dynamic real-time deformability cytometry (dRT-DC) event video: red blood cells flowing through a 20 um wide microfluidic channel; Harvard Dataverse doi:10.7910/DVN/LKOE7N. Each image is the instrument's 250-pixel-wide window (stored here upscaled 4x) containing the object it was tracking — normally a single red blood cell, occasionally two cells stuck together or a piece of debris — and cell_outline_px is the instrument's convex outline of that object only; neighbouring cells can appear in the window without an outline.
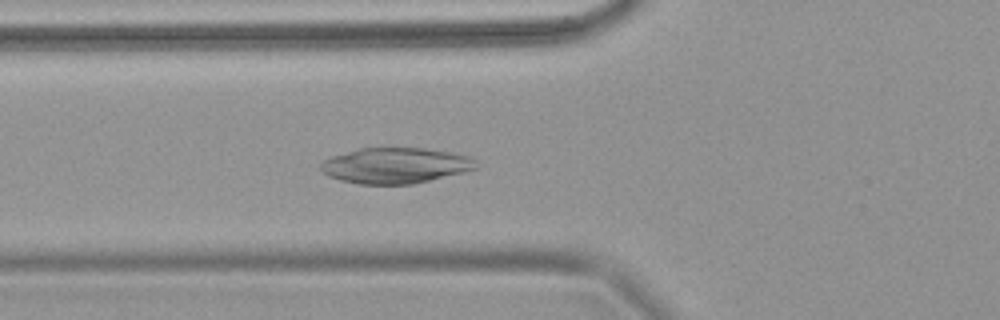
{"species": "common noctule bat (a hibernating species)", "species_latin": "Nyctalus noctula", "temperature_condition": "warm", "stored_images_in_passage": 68, "camera_frame_rate_fps": 3000, "um_per_image_px": 0.085, "animal": {"sex": "female", "body_mass_g": 18.4}, "frame": {"image": 1, "passage_image": 26, "time_ms": 8.333, "image_size_px": [1000, 320], "cell_outline_px": [[476, 168], [464, 172], [412, 184], [360, 184], [340, 180], [328, 176], [320, 168], [320, 164], [324, 160], [332, 156], [360, 148], [424, 148], [472, 156], [476, 160]], "centroid_in_image_um": [33.61, 14.07], "position_along_channel_um": 92.2, "area_um2": 32.14}}
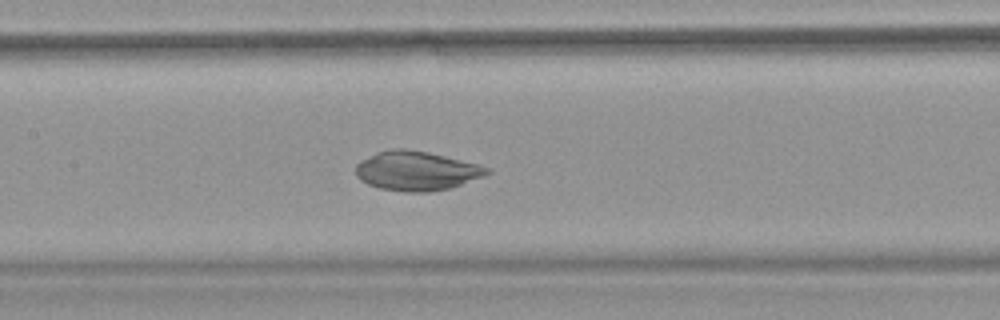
{"frame": {"image": 2, "passage_image": 34, "time_ms": 11.0, "image_size_px": [1000, 320], "cell_outline_px": [[492, 172], [484, 176], [452, 188], [428, 192], [404, 192], [380, 188], [368, 184], [360, 180], [356, 176], [356, 164], [360, 160], [376, 152], [392, 148], [404, 148], [428, 152], [480, 164], [492, 168]], "centroid_in_image_um": [35.42, 14.52], "position_along_channel_um": 172.0, "area_um2": 30.46}}
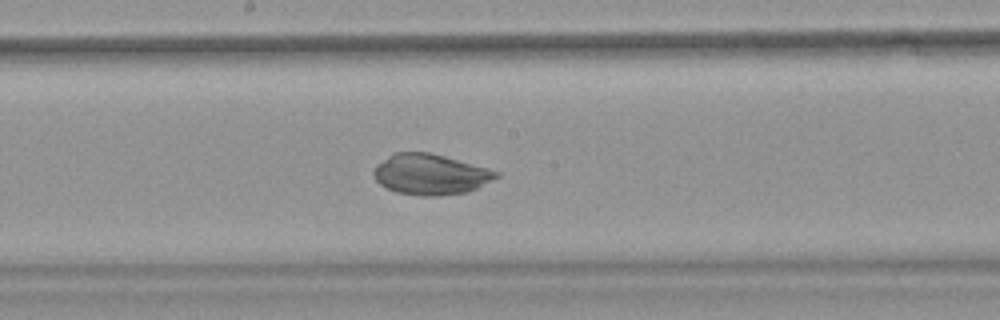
{"frame": {"image": 3, "passage_image": 38, "time_ms": 12.333, "image_size_px": [1000, 320], "cell_outline_px": [[500, 176], [468, 192], [440, 196], [420, 196], [396, 192], [380, 184], [372, 176], [372, 172], [376, 164], [388, 156], [396, 152], [428, 152], [444, 156], [488, 168], [500, 172]], "centroid_in_image_um": [36.57, 14.82], "position_along_channel_um": 211.6, "area_um2": 29.07}}